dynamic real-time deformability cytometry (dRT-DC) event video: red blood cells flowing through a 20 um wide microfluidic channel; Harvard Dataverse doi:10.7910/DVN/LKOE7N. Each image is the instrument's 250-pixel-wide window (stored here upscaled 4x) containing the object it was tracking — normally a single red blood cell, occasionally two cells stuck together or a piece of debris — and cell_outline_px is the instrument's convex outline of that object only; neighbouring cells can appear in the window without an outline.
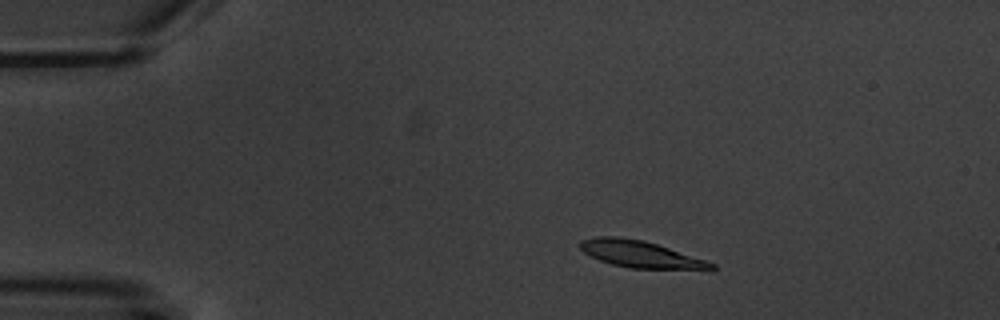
{"species": "common noctule bat (a hibernating species)", "species_latin": "Nyctalus noctula", "temperature_condition": "warm", "stored_images_in_passage": 4, "camera_frame_rate_fps": 3000, "um_per_image_px": 0.085, "animal": {"sex": "male", "body_mass_g": 20.1, "forearm_length_mm": 53.5}, "frame": {"image": 1, "passage_image": 2, "time_ms": 1.333, "image_size_px": [1000, 320], "cell_outline_px": [[716, 268], [712, 272], [632, 268], [612, 264], [600, 260], [584, 252], [580, 248], [580, 240], [596, 236], [620, 236], [644, 240], [716, 264]], "centroid_in_image_um": [54.55, 21.64], "position_along_channel_um": 30.5, "area_um2": 21.04}}
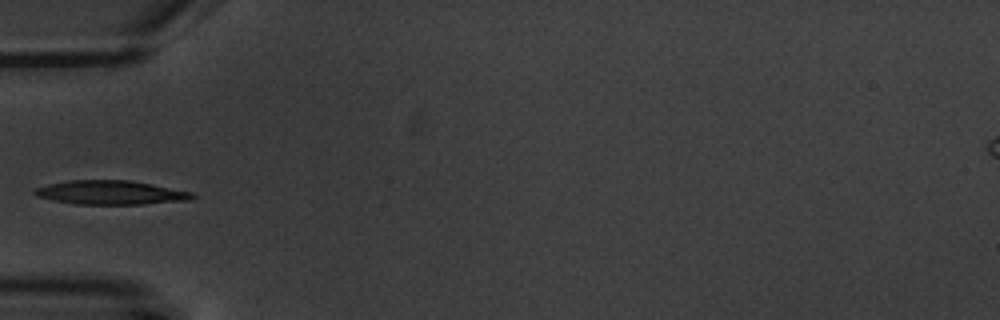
{"frame": {"image": 2, "passage_image": 4, "time_ms": 4.333, "image_size_px": [1000, 320], "cell_outline_px": [[196, 196], [192, 200], [144, 204], [76, 204], [52, 200], [36, 196], [32, 192], [36, 188], [48, 184], [68, 180], [128, 180], [152, 184], [192, 192]], "centroid_in_image_um": [9.41, 16.37], "position_along_channel_um": 75.6, "area_um2": 22.08}}